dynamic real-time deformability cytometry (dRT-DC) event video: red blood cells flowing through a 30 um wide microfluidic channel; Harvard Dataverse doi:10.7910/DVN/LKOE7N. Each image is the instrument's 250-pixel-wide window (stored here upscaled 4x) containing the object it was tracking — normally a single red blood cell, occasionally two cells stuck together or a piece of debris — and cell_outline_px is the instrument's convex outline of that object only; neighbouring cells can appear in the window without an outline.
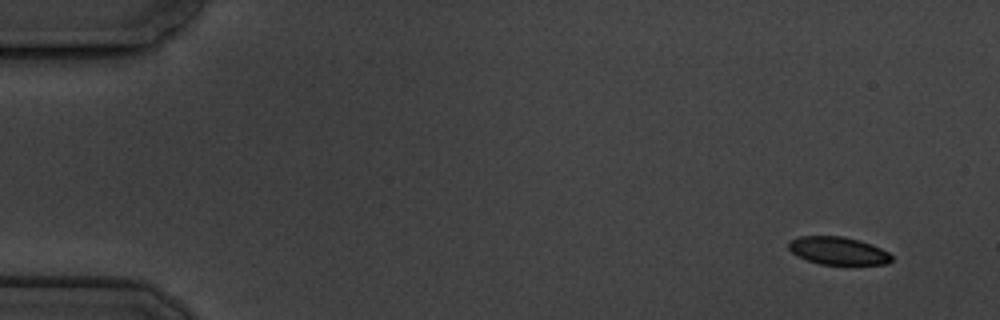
{"species": "common noctule bat (a hibernating species)", "species_latin": "Nyctalus noctula", "temperature_condition": "cold", "stored_images_in_passage": 7, "camera_frame_rate_fps": 3000, "um_per_image_px": 0.085, "animal": {"sex": "male", "body_mass_g": 19.5, "forearm_length_mm": 54.6}, "frame": {"image": 1, "passage_image": 1, "time_ms": 0.0, "image_size_px": [1000, 320], "cell_outline_px": [[892, 260], [888, 264], [820, 264], [808, 260], [792, 252], [788, 248], [788, 244], [792, 240], [800, 236], [844, 236], [860, 240], [872, 244], [888, 252], [892, 256]], "centroid_in_image_um": [71.27, 21.3], "position_along_channel_um": 13.7, "area_um2": 16.53}}
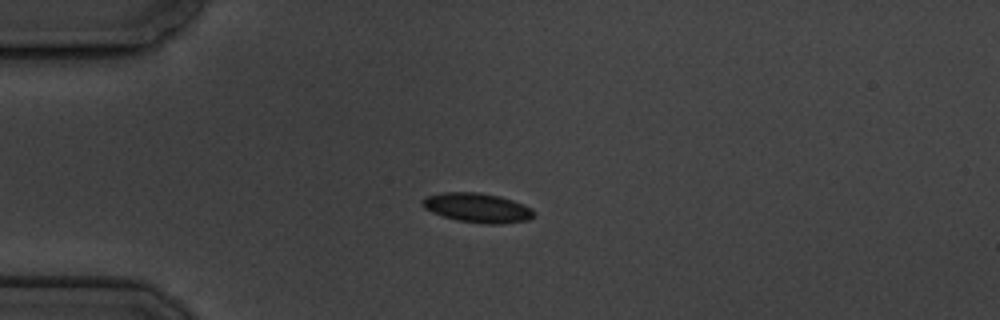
{"frame": {"image": 2, "passage_image": 4, "time_ms": 3.667, "image_size_px": [1000, 320], "cell_outline_px": [[536, 216], [528, 220], [500, 224], [484, 224], [456, 220], [432, 212], [424, 208], [420, 204], [420, 200], [428, 196], [444, 192], [480, 192], [500, 196], [524, 204], [532, 208], [536, 212]], "centroid_in_image_um": [40.61, 17.66], "position_along_channel_um": 44.4, "area_um2": 19.36}}